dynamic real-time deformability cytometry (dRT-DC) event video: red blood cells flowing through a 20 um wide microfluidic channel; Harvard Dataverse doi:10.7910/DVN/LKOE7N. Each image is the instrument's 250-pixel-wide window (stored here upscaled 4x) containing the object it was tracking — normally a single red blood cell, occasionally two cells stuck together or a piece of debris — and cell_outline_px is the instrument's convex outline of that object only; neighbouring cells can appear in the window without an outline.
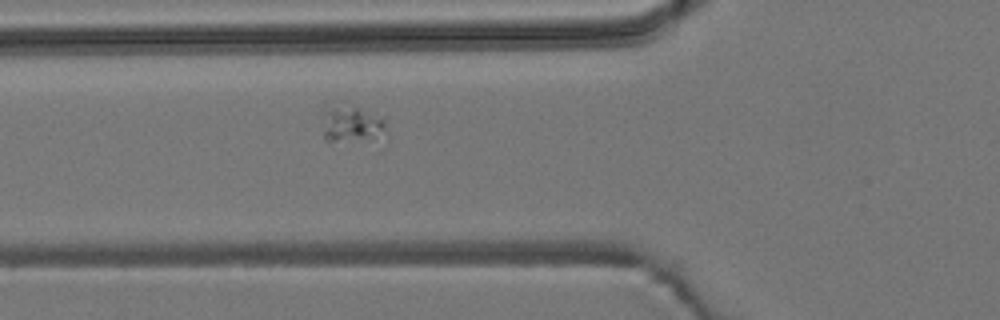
{"species": "common noctule bat (a hibernating species)", "species_latin": "Nyctalus noctula", "temperature_condition": "room temperature", "stored_images_in_passage": 3, "segment_of_instrument_passage": [2, 2], "camera_frame_rate_fps": 3000, "um_per_image_px": 0.085, "animal": {"sex": "male", "body_mass_g": 19.2, "forearm_length_mm": 51.8}, "frame": {"image": 1, "passage_image": 3, "time_ms": 3.333, "image_size_px": [1000, 320], "cell_outline_px": [[384, 128], [372, 136], [336, 140], [324, 140], [320, 112], [320, 108], [324, 104], [356, 108], [372, 112], [384, 120]], "centroid_in_image_um": [29.64, 10.43], "position_along_channel_um": 96.2, "area_um2": 12.77}}